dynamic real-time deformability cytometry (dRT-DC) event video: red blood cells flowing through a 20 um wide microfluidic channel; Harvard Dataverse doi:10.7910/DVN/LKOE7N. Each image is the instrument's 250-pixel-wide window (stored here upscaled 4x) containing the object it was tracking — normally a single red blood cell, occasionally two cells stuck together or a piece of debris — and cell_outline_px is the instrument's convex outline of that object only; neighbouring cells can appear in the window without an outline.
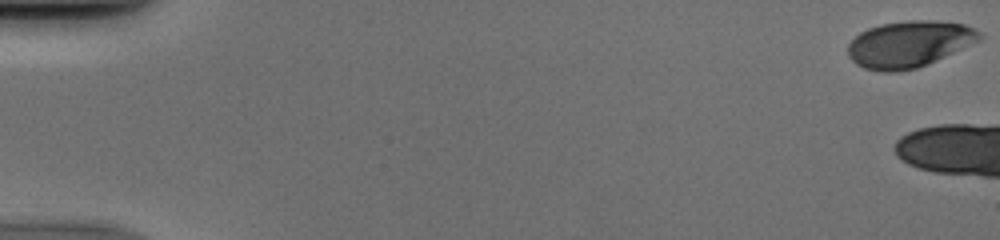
{"species": "human", "species_latin": "Homo sapiens", "temperature_condition": "cold", "stored_images_in_passage": 6, "camera_frame_rate_fps": 3000, "um_per_image_px": 0.085, "donor": {"sex": "male"}, "frame": {"image": 1, "passage_image": 1, "time_ms": 0.0, "image_size_px": [1000, 240], "cell_outline_px": [[984, 36], [980, 40], [916, 68], [896, 72], [880, 72], [864, 68], [856, 64], [848, 56], [848, 44], [860, 32], [868, 28], [880, 24], [908, 20], [932, 20], [964, 24], [980, 32]], "centroid_in_image_um": [77.24, 3.74], "position_along_channel_um": 7.8, "area_um2": 35.37}}